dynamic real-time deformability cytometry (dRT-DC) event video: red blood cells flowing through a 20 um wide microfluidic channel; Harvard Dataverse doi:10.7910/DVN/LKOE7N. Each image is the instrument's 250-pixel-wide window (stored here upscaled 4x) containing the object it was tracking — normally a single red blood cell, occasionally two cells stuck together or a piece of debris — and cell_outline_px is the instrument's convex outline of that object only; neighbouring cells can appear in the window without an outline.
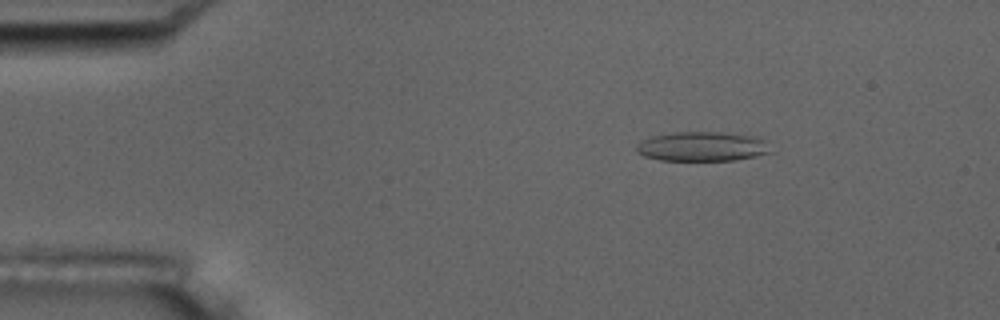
{"species": "common noctule bat (a hibernating species)", "species_latin": "Nyctalus noctula", "temperature_condition": "room temperature", "stored_images_in_passage": 53, "camera_frame_rate_fps": 3000, "um_per_image_px": 0.085, "animal": {"sex": "male", "body_mass_g": 17.5, "forearm_length_mm": 52.3}, "frame": {"image": 1, "passage_image": 8, "time_ms": 2.333, "image_size_px": [1000, 320], "cell_outline_px": [[772, 152], [756, 156], [736, 160], [660, 160], [644, 156], [636, 152], [636, 144], [640, 140], [652, 136], [676, 132], [720, 132], [760, 136], [764, 140]], "centroid_in_image_um": [59.68, 12.44], "position_along_channel_um": 25.3, "area_um2": 23.24}}
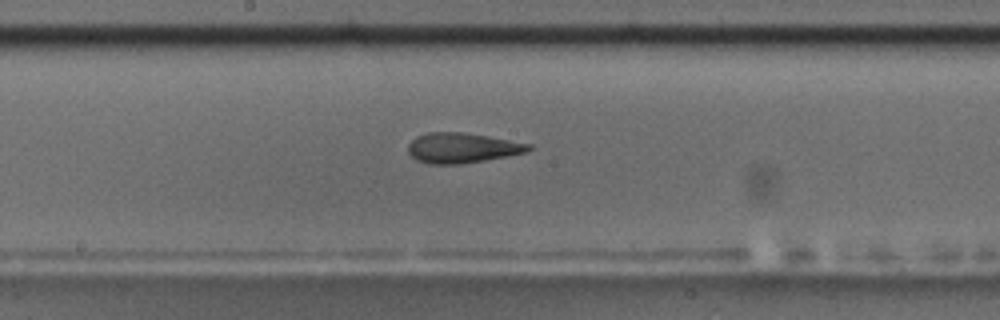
{"frame": {"image": 2, "passage_image": 28, "time_ms": 9.0, "image_size_px": [1000, 320], "cell_outline_px": [[532, 148], [524, 152], [508, 156], [460, 164], [428, 164], [416, 160], [408, 152], [408, 144], [416, 136], [428, 132], [464, 132], [488, 136], [532, 144]], "centroid_in_image_um": [39.25, 12.57], "position_along_channel_um": 209.0, "area_um2": 21.15}}
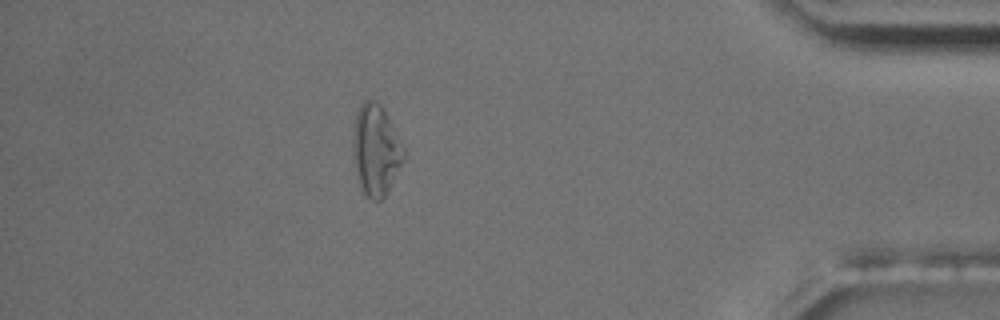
{"frame": {"image": 3, "passage_image": 47, "time_ms": 15.333, "image_size_px": [1000, 320], "cell_outline_px": [[404, 160], [384, 196], [380, 200], [372, 200], [364, 192], [360, 184], [356, 172], [352, 156], [352, 128], [356, 112], [360, 104], [364, 100], [372, 100], [380, 104], [384, 108], [404, 148]], "centroid_in_image_um": [31.91, 12.7], "position_along_channel_um": 403.3, "area_um2": 26.88}, "authors_computed_cell_mechanics": {"area_um2": 22.7154, "velocity_mm_per_s": 3.7389, "shape_relaxation_time_tau1_ms": 10.5855, "shape_relaxation_time_tau2_ms": 1.8291, "deformation_change_tau1": 0.26, "deformation_change_tau2": 0.1205}}